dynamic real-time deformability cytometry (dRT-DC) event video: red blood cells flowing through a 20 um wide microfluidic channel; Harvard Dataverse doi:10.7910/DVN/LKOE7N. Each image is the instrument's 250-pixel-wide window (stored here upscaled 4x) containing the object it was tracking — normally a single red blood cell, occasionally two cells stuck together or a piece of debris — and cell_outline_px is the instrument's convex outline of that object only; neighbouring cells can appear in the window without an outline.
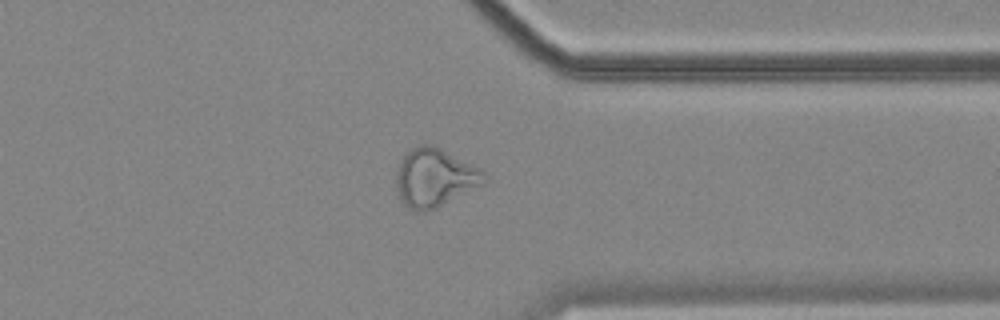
{"species": "common noctule bat (a hibernating species)", "species_latin": "Nyctalus noctula", "temperature_condition": "cold", "stored_images_in_passage": 58, "camera_frame_rate_fps": 3000, "um_per_image_px": 0.085, "animal": {"sex": "female", "body_mass_g": 18.4}, "frame": {"image": 1, "passage_image": 45, "time_ms": 14.667, "image_size_px": [1000, 320], "cell_outline_px": [[488, 180], [484, 184], [436, 208], [424, 212], [420, 212], [408, 208], [400, 200], [396, 188], [396, 176], [400, 160], [412, 148], [420, 144], [428, 144], [440, 148], [480, 168], [488, 176]], "centroid_in_image_um": [36.95, 15.12], "position_along_channel_um": 374.4, "area_um2": 29.94}}
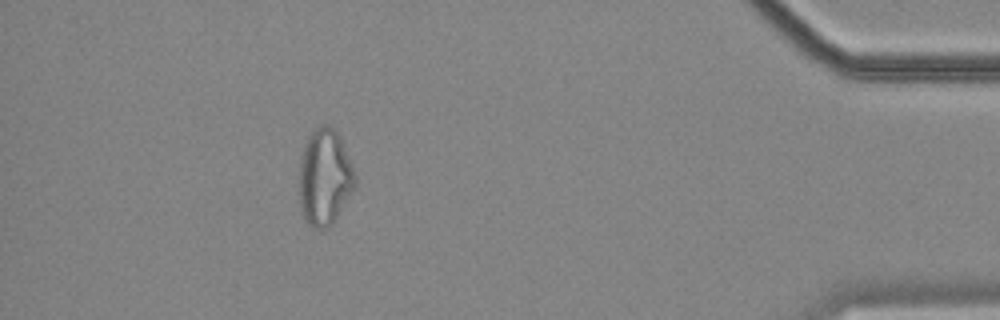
{"frame": {"image": 2, "passage_image": 52, "time_ms": 17.0, "image_size_px": [1000, 320], "cell_outline_px": [[356, 184], [332, 224], [324, 232], [312, 228], [304, 220], [300, 212], [300, 156], [308, 136], [312, 128], [320, 124], [328, 124], [340, 136], [356, 176]], "centroid_in_image_um": [27.57, 15.08], "position_along_channel_um": 407.6, "area_um2": 31.67}}